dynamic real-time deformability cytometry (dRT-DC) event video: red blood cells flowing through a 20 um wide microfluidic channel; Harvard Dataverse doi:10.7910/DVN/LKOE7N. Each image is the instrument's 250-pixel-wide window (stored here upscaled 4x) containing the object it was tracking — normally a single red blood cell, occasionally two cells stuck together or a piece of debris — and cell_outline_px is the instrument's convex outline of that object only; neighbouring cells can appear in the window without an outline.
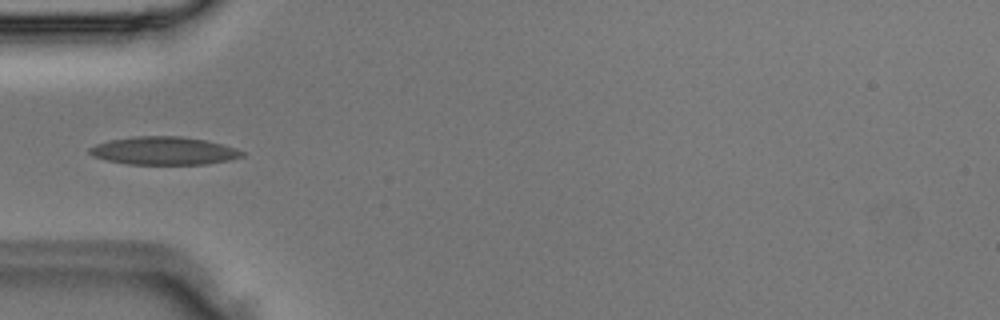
{"species": "Egyptian fruit bat (a non-hibernating species)", "species_latin": "Rousettus aegyptiacus", "temperature_condition": "room temperature", "stored_images_in_passage": 3, "camera_frame_rate_fps": 3000, "um_per_image_px": 0.085, "animal": {"sex": "male"}, "frame": {"image": 1, "passage_image": 3, "time_ms": 0.667, "image_size_px": [1000, 320], "cell_outline_px": [[244, 156], [228, 160], [208, 164], [128, 164], [108, 160], [92, 156], [88, 152], [88, 148], [96, 144], [108, 140], [136, 136], [180, 136], [204, 140], [236, 148], [244, 152]], "centroid_in_image_um": [13.9, 12.81], "position_along_channel_um": 71.1, "area_um2": 24.8}}